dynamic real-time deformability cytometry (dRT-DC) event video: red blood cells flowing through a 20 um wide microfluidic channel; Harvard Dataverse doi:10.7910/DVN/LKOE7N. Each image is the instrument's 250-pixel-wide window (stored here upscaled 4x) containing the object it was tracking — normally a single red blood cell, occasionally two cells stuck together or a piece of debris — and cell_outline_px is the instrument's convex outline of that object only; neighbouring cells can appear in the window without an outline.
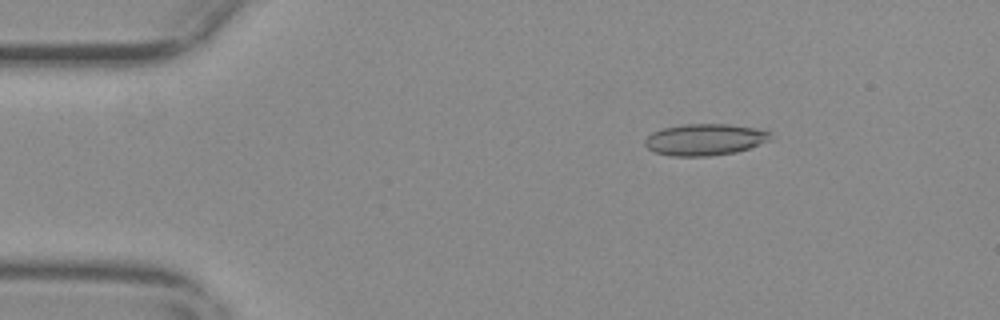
{"species": "common noctule bat (a hibernating species)", "species_latin": "Nyctalus noctula", "temperature_condition": "warm", "stored_images_in_passage": 56, "camera_frame_rate_fps": 3000, "um_per_image_px": 0.085, "animal": {"sex": "female", "body_mass_g": 29.2, "forearm_length_mm": 56.3}, "frame": {"image": 1, "passage_image": 9, "time_ms": 2.667, "image_size_px": [1000, 320], "cell_outline_px": [[768, 140], [748, 148], [736, 152], [708, 156], [668, 156], [656, 152], [648, 148], [644, 144], [644, 140], [652, 132], [664, 128], [684, 124], [728, 124], [756, 128], [768, 132]], "centroid_in_image_um": [59.84, 11.86], "position_along_channel_um": 25.2, "area_um2": 22.77}}
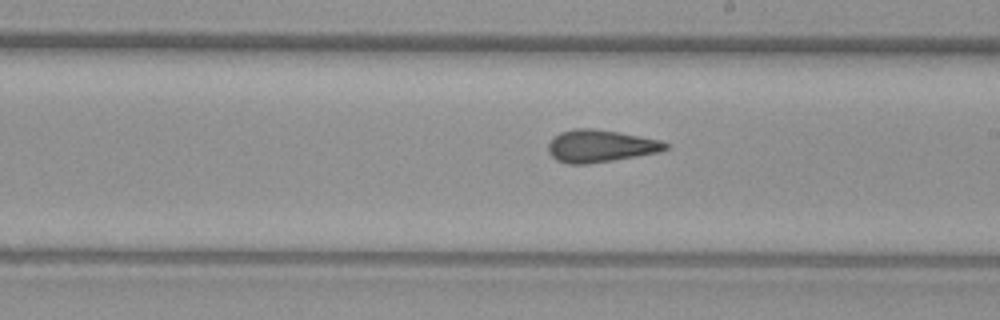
{"frame": {"image": 2, "passage_image": 32, "time_ms": 10.333, "image_size_px": [1000, 320], "cell_outline_px": [[668, 148], [660, 152], [588, 164], [568, 164], [556, 160], [548, 152], [548, 144], [560, 132], [572, 128], [592, 128], [620, 132], [660, 140], [668, 144]], "centroid_in_image_um": [51.02, 12.41], "position_along_channel_um": 238.0, "area_um2": 22.08}}
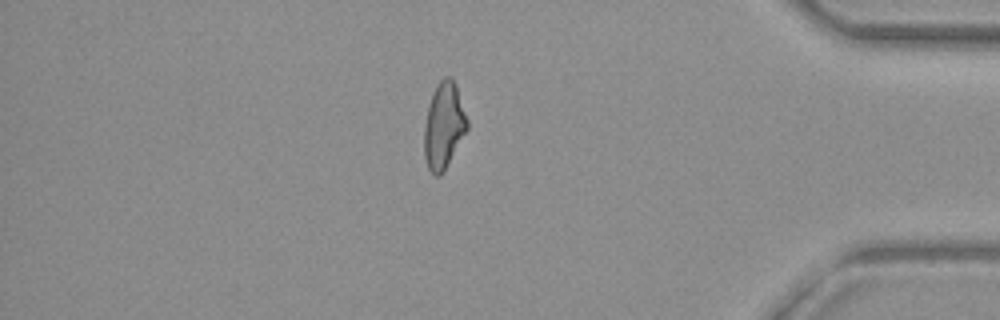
{"frame": {"image": 3, "passage_image": 48, "time_ms": 15.667, "image_size_px": [1000, 320], "cell_outline_px": [[468, 128], [440, 176], [432, 176], [428, 168], [424, 156], [424, 128], [428, 104], [432, 92], [436, 84], [444, 76], [452, 76], [456, 84], [468, 120]], "centroid_in_image_um": [37.71, 10.64], "position_along_channel_um": 397.5, "area_um2": 21.68}, "authors_computed_cell_mechanics": {"area_um2": 21.9929, "velocity_mm_per_s": 3.6854, "shape_relaxation_time_tau1_ms": null, "shape_relaxation_time_tau2_ms": 2.3644, "deformation_change_tau1": null, "deformation_change_tau2": 0.1012}}